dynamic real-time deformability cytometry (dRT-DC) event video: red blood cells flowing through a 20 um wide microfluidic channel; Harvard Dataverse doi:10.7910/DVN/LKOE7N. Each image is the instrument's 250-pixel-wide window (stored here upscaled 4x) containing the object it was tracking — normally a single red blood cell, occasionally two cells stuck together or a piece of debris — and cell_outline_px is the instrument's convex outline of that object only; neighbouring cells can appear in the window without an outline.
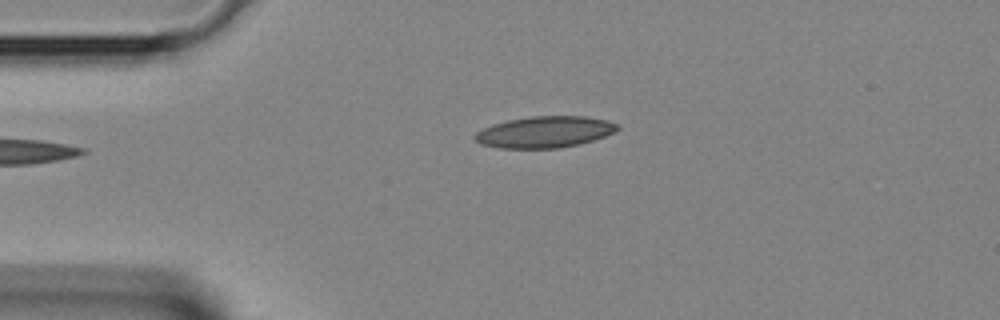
{"species": "Egyptian fruit bat (a non-hibernating species)", "species_latin": "Rousettus aegyptiacus", "temperature_condition": "room temperature", "stored_images_in_passage": 3, "camera_frame_rate_fps": 3000, "um_per_image_px": 0.085, "animal": {"sex": "female"}, "frame": {"image": 1, "passage_image": 3, "time_ms": 0.667, "image_size_px": [1000, 320], "cell_outline_px": [[620, 128], [604, 136], [580, 144], [560, 148], [496, 148], [480, 144], [472, 136], [476, 132], [492, 124], [508, 120], [532, 116], [584, 116], [608, 120], [620, 124]], "centroid_in_image_um": [46.29, 11.22], "position_along_channel_um": 38.7, "area_um2": 26.18}}